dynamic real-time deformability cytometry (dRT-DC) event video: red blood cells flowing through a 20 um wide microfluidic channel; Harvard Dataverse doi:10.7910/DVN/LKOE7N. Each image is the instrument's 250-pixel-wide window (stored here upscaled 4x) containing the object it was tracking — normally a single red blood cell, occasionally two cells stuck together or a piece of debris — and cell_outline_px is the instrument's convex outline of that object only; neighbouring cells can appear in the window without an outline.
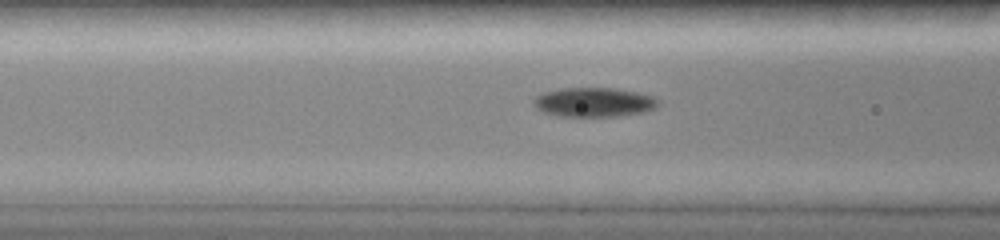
{"species": "common noctule bat (a hibernating species)", "species_latin": "Nyctalus noctula", "temperature_condition": "room temperature", "stored_images_in_passage": 39, "camera_frame_rate_fps": 3000, "um_per_image_px": 0.085, "animal": {"sex": "female", "body_mass_g": 19.0, "forearm_length_mm": 51.5}, "frame": {"image": 1, "passage_image": 14, "time_ms": 3.667, "image_size_px": [1000, 240], "cell_outline_px": [[660, 104], [656, 108], [640, 112], [616, 116], [556, 116], [544, 112], [536, 108], [532, 104], [532, 100], [536, 96], [544, 92], [560, 88], [616, 88], [656, 96], [660, 100]], "centroid_in_image_um": [50.48, 8.68], "position_along_channel_um": 116.1, "area_um2": 21.44}}
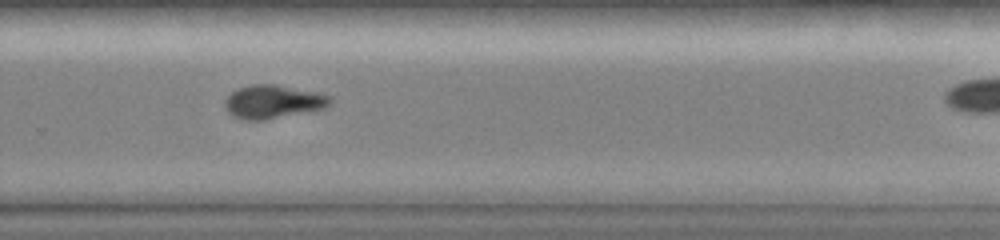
{"frame": {"image": 2, "passage_image": 29, "time_ms": 8.333, "image_size_px": [1000, 240], "cell_outline_px": [[332, 104], [324, 108], [264, 120], [244, 120], [232, 116], [224, 108], [224, 100], [236, 88], [252, 84], [276, 84], [316, 92], [332, 96]], "centroid_in_image_um": [23.18, 8.64], "position_along_channel_um": 306.6, "area_um2": 20.63}}
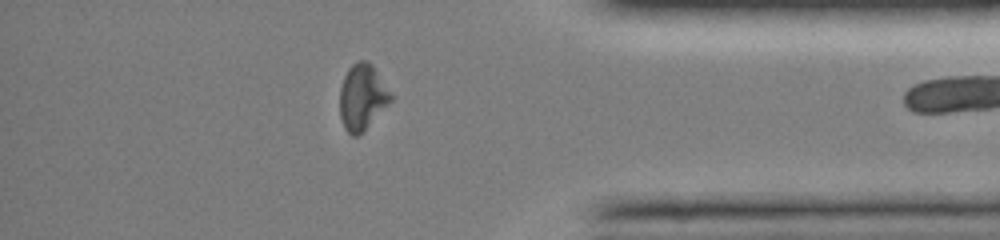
{"frame": {"image": 3, "passage_image": 38, "time_ms": 11.0, "image_size_px": [1000, 240], "cell_outline_px": [[392, 100], [356, 136], [352, 136], [344, 128], [340, 116], [340, 88], [344, 76], [348, 68], [356, 60], [368, 60], [372, 64], [392, 96]], "centroid_in_image_um": [30.76, 8.2], "position_along_channel_um": 404.4, "area_um2": 19.07}}